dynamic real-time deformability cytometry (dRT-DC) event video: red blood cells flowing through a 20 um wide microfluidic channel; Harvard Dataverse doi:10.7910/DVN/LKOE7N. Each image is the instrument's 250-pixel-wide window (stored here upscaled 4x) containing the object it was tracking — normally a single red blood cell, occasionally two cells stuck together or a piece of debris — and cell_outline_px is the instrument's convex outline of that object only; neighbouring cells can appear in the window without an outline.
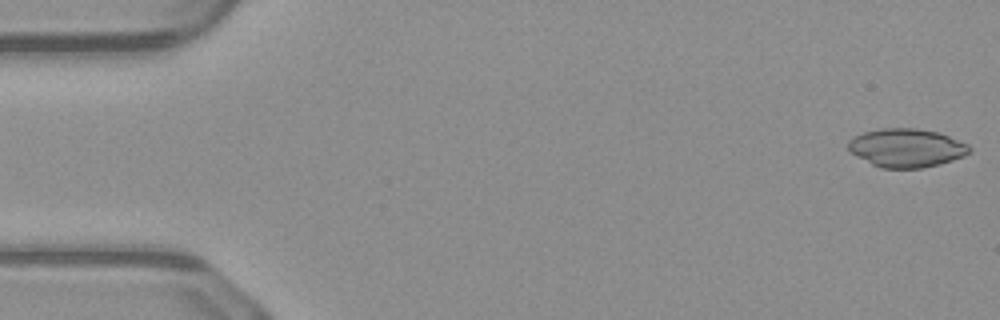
{"species": "common noctule bat (a hibernating species)", "species_latin": "Nyctalus noctula", "temperature_condition": "warm", "stored_images_in_passage": 50, "camera_frame_rate_fps": 3000, "um_per_image_px": 0.085, "animal": {"sex": "male", "body_mass_g": 23.1, "forearm_length_mm": 52.7}, "frame": {"image": 1, "passage_image": 1, "time_ms": 0.0, "image_size_px": [1000, 320], "cell_outline_px": [[972, 152], [964, 156], [940, 164], [920, 168], [880, 168], [856, 156], [848, 148], [848, 140], [852, 136], [864, 132], [880, 128], [916, 128], [936, 132], [948, 136], [968, 144], [972, 148]], "centroid_in_image_um": [77.05, 12.57], "position_along_channel_um": 8.0, "area_um2": 27.28}}